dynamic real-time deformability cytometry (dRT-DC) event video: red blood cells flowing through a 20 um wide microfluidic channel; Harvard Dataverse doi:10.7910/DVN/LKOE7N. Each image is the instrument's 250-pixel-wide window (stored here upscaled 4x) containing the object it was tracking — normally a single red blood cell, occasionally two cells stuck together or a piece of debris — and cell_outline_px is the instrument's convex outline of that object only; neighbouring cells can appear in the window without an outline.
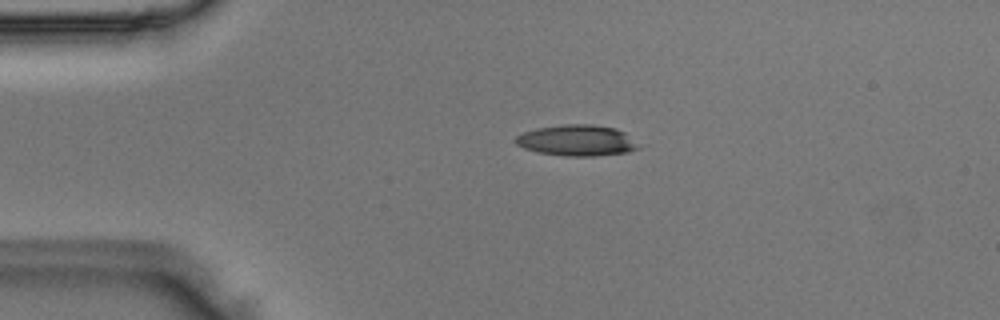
{"species": "Egyptian fruit bat (a non-hibernating species)", "species_latin": "Rousettus aegyptiacus", "temperature_condition": "room temperature", "stored_images_in_passage": 41, "camera_frame_rate_fps": 3000, "um_per_image_px": 0.085, "animal": {"sex": "male"}, "frame": {"image": 1, "passage_image": 2, "time_ms": 0.333, "image_size_px": [1000, 320], "cell_outline_px": [[640, 148], [628, 152], [596, 156], [564, 156], [536, 152], [524, 148], [516, 144], [516, 136], [524, 132], [536, 128], [564, 124], [592, 124], [616, 128], [624, 132]], "centroid_in_image_um": [49.01, 11.94], "position_along_channel_um": 36.0, "area_um2": 22.14}}
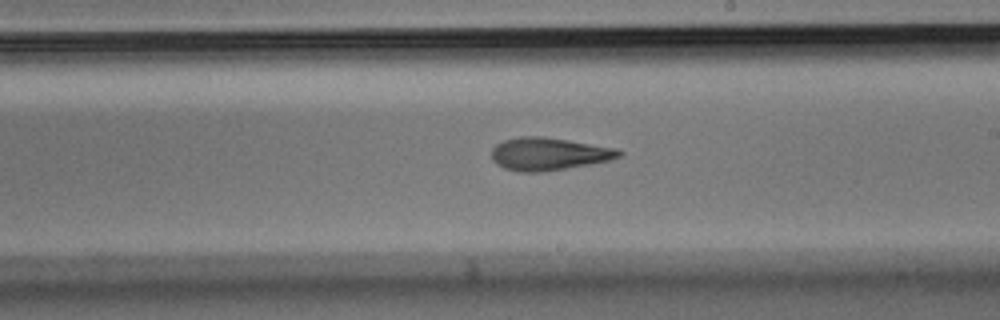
{"frame": {"image": 2, "passage_image": 20, "time_ms": 6.333, "image_size_px": [1000, 320], "cell_outline_px": [[624, 156], [608, 160], [588, 164], [540, 172], [520, 172], [504, 168], [496, 164], [492, 160], [492, 148], [496, 144], [504, 140], [520, 136], [544, 136], [616, 148], [624, 152]], "centroid_in_image_um": [46.63, 13.07], "position_along_channel_um": 242.4, "area_um2": 24.22}}
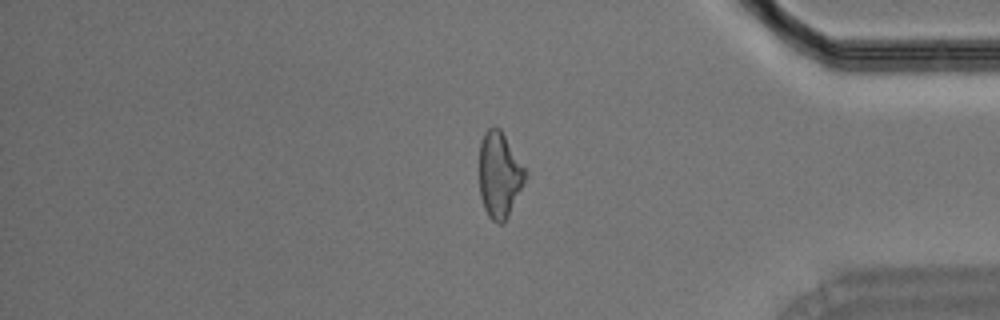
{"frame": {"image": 3, "passage_image": 33, "time_ms": 10.667, "image_size_px": [1000, 320], "cell_outline_px": [[528, 176], [504, 224], [496, 224], [488, 216], [484, 208], [480, 196], [480, 140], [484, 132], [492, 124], [500, 128], [528, 168]], "centroid_in_image_um": [42.49, 14.83], "position_along_channel_um": 392.7, "area_um2": 23.76}}